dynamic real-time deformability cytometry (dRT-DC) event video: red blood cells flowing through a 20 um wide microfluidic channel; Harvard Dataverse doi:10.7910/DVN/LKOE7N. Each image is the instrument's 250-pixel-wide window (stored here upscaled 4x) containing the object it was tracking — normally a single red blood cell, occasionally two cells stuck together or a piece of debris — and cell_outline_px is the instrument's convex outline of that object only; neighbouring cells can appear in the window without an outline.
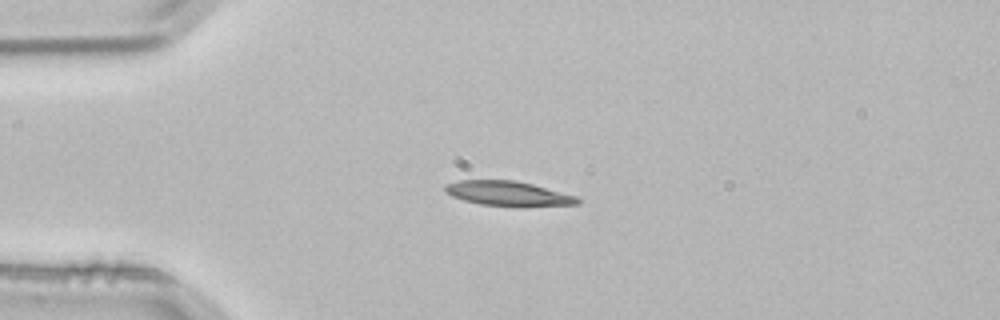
{"species": "common noctule bat (a hibernating species)", "species_latin": "Nyctalus noctula", "temperature_condition": "room temperature", "stored_images_in_passage": 3, "camera_frame_rate_fps": 3000, "um_per_image_px": 0.085, "animal": {"sex": "male", "body_mass_g": 21.5, "forearm_length_mm": 52.0}, "frame": {"image": 1, "passage_image": 3, "time_ms": 0.667, "image_size_px": [1000, 320], "cell_outline_px": [[580, 204], [524, 208], [516, 208], [480, 204], [464, 200], [452, 196], [444, 192], [444, 184], [460, 180], [516, 180], [532, 184], [576, 196], [580, 200]], "centroid_in_image_um": [43.21, 16.48], "position_along_channel_um": 41.8, "area_um2": 19.65}}